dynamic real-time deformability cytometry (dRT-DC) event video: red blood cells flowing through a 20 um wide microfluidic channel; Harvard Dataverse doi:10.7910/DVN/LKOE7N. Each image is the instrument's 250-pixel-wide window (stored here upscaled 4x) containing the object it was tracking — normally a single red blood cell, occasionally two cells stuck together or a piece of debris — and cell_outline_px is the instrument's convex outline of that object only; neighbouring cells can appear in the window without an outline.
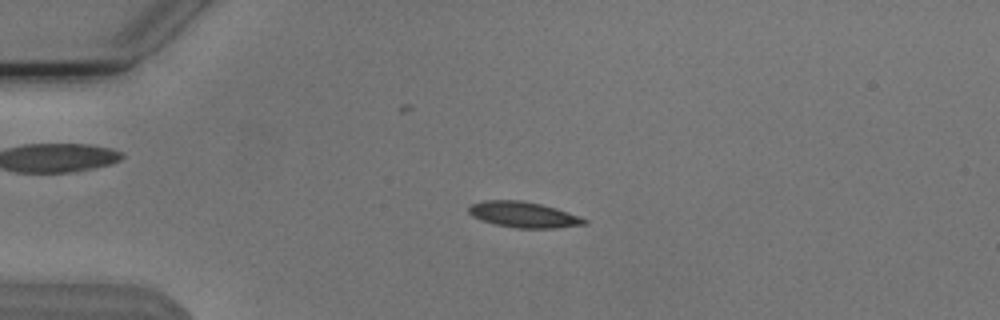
{"species": "Egyptian fruit bat (a non-hibernating species)", "species_latin": "Rousettus aegyptiacus", "temperature_condition": "cold", "stored_images_in_passage": 54, "camera_frame_rate_fps": 3000, "um_per_image_px": 0.085, "animal": {"sex": "male"}, "frame": {"image": 1, "passage_image": 13, "time_ms": 4.0, "image_size_px": [1000, 320], "cell_outline_px": [[588, 220], [584, 224], [552, 228], [516, 228], [496, 224], [480, 220], [472, 216], [468, 212], [468, 208], [472, 204], [484, 200], [520, 200], [540, 204], [556, 208]], "centroid_in_image_um": [44.44, 18.24], "position_along_channel_um": 40.6, "area_um2": 17.11}}
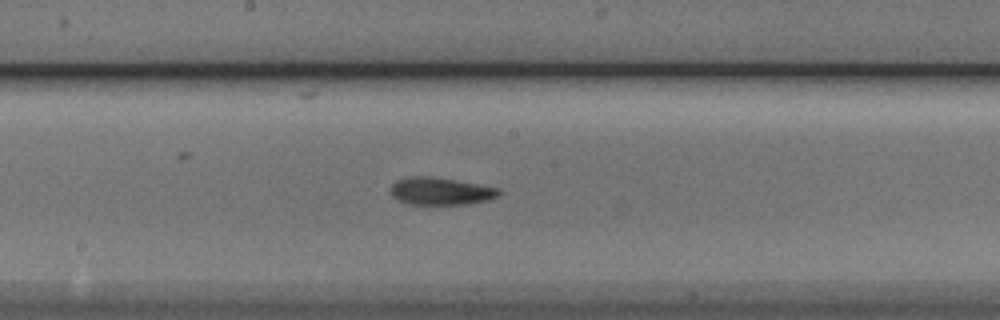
{"frame": {"image": 2, "passage_image": 29, "time_ms": 9.333, "image_size_px": [1000, 320], "cell_outline_px": [[500, 196], [488, 200], [472, 204], [408, 204], [392, 196], [392, 184], [396, 180], [408, 176], [432, 176], [500, 188]], "centroid_in_image_um": [37.49, 16.25], "position_along_channel_um": 210.7, "area_um2": 17.34}}
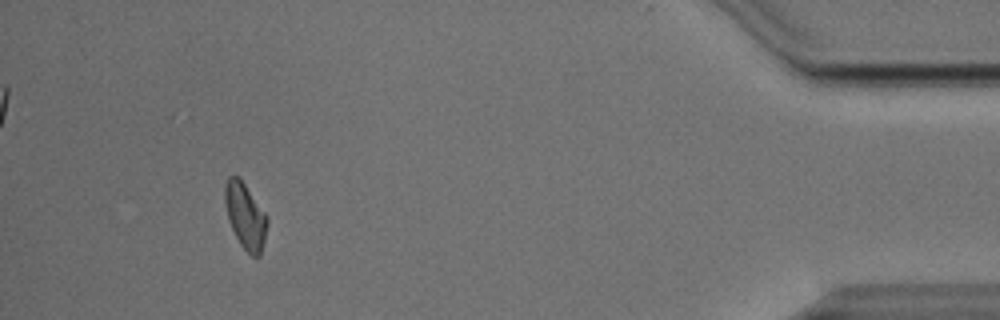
{"frame": {"image": 3, "passage_image": 50, "time_ms": 16.333, "image_size_px": [1000, 320], "cell_outline_px": [[268, 224], [260, 256], [252, 256], [240, 244], [228, 220], [224, 200], [224, 184], [228, 176], [240, 176], [264, 212], [268, 220]], "centroid_in_image_um": [20.83, 18.31], "position_along_channel_um": 414.4, "area_um2": 16.18}, "authors_computed_cell_mechanics": {"area_um2": 16.5308, "velocity_mm_per_s": 3.802, "shape_relaxation_time_tau1_ms": 5.93, "shape_relaxation_time_tau2_ms": 2.7279, "deformation_change_tau1": 0.1593, "deformation_change_tau2": 0.0824}}